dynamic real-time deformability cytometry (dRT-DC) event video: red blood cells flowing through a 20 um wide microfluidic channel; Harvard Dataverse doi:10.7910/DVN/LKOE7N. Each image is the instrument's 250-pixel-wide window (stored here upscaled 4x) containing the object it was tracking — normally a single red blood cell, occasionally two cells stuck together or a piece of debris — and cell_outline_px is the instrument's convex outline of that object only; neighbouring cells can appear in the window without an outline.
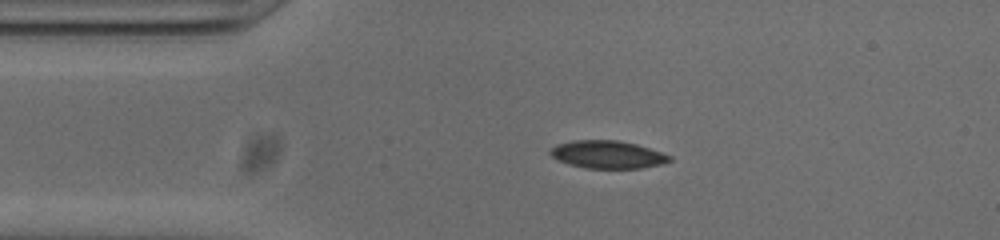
{"species": "common noctule bat (a hibernating species)", "species_latin": "Nyctalus noctula", "temperature_condition": "cold", "stored_images_in_passage": 46, "camera_frame_rate_fps": 3000, "um_per_image_px": 0.085, "animal": {"sex": "male", "body_mass_g": 20.0, "forearm_length_mm": 53.3}, "frame": {"image": 1, "passage_image": 9, "time_ms": 2.667, "image_size_px": [1000, 240], "cell_outline_px": [[672, 160], [660, 164], [640, 168], [588, 168], [572, 164], [560, 160], [552, 156], [548, 152], [556, 144], [572, 140], [616, 140], [636, 144], [672, 156]], "centroid_in_image_um": [51.64, 13.12], "position_along_channel_um": 33.4, "area_um2": 18.96}}
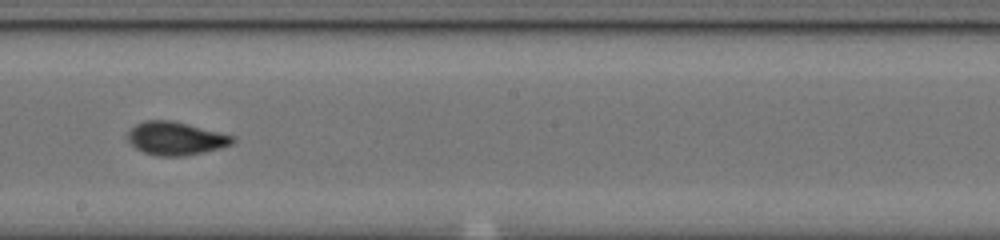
{"frame": {"image": 2, "passage_image": 27, "time_ms": 8.667, "image_size_px": [1000, 240], "cell_outline_px": [[236, 140], [232, 144], [220, 148], [204, 152], [184, 156], [156, 156], [144, 152], [136, 148], [128, 140], [128, 132], [136, 124], [144, 120], [172, 120], [236, 136]], "centroid_in_image_um": [14.96, 11.76], "position_along_channel_um": 233.2, "area_um2": 20.35}}
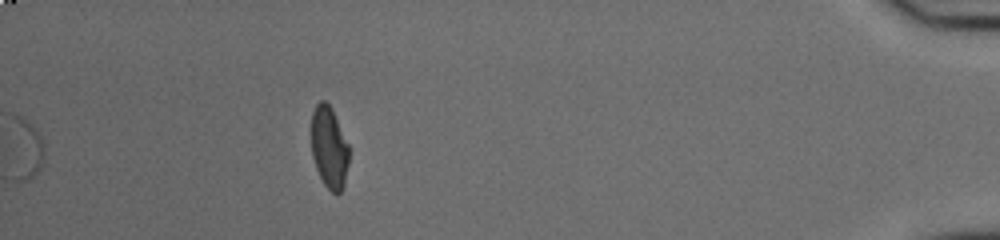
{"frame": {"image": 3, "passage_image": 46, "time_ms": 15.0, "image_size_px": [1000, 240], "cell_outline_px": [[348, 164], [344, 184], [340, 192], [332, 192], [324, 184], [316, 168], [312, 156], [312, 112], [316, 104], [320, 100], [324, 100], [332, 108], [348, 144]], "centroid_in_image_um": [27.97, 12.51], "position_along_channel_um": 407.2, "area_um2": 17.74}, "authors_computed_cell_mechanics": {"area_um2": 19.8832, "velocity_mm_per_s": 3.7945, "shape_relaxation_time_tau1_ms": 8.8213, "shape_relaxation_time_tau2_ms": 1.1053, "deformation_change_tau1": 0.2223, "deformation_change_tau2": 0.0522}}